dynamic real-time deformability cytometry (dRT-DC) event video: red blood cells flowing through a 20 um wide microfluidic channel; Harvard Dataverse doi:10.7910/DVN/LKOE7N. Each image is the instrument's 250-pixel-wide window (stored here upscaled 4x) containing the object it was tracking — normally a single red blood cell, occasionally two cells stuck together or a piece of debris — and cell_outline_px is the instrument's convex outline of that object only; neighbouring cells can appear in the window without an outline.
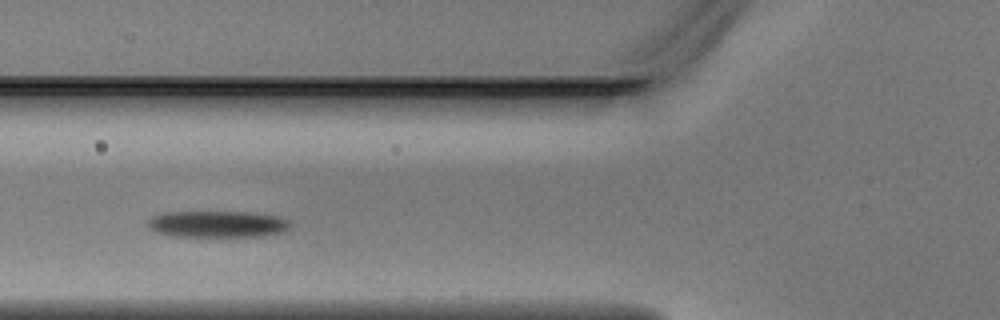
{"species": "Egyptian fruit bat (a non-hibernating species)", "species_latin": "Rousettus aegyptiacus", "temperature_condition": "warm", "stored_images_in_passage": 2, "camera_frame_rate_fps": 3000, "um_per_image_px": 0.085, "animal": {"sex": "male"}, "frame": {"image": 1, "passage_image": 2, "time_ms": 0.333, "image_size_px": [1000, 320], "cell_outline_px": [[288, 228], [280, 232], [260, 236], [172, 236], [156, 232], [148, 228], [148, 220], [152, 216], [164, 212], [256, 212], [276, 216], [288, 220]], "centroid_in_image_um": [18.42, 19.04], "position_along_channel_um": 107.4, "area_um2": 21.91}}